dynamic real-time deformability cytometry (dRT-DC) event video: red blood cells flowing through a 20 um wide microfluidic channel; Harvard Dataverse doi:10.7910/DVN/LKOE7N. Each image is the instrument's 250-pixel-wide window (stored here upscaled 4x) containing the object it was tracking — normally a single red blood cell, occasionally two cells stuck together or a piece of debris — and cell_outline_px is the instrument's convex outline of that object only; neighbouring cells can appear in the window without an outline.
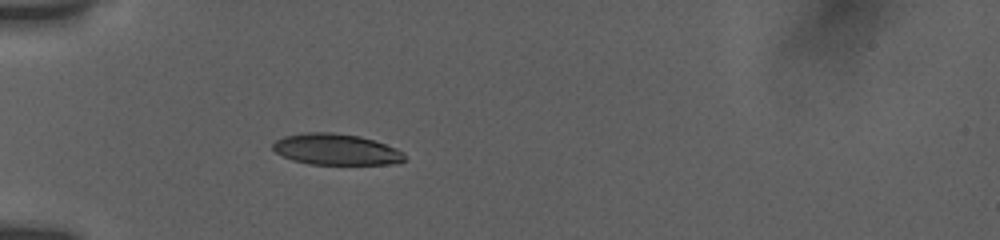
{"species": "human", "species_latin": "Homo sapiens", "temperature_condition": "room temperature", "stored_images_in_passage": 6, "camera_frame_rate_fps": 3000, "um_per_image_px": 0.085, "donor": {"sex": "female"}, "frame": {"image": 1, "passage_image": 6, "time_ms": 5.667, "image_size_px": [1000, 240], "cell_outline_px": [[404, 160], [392, 164], [308, 164], [292, 160], [276, 152], [272, 148], [272, 144], [276, 140], [284, 136], [308, 132], [332, 132], [360, 136], [396, 148], [404, 152]], "centroid_in_image_um": [28.54, 12.7], "position_along_channel_um": 56.5, "area_um2": 23.76}}